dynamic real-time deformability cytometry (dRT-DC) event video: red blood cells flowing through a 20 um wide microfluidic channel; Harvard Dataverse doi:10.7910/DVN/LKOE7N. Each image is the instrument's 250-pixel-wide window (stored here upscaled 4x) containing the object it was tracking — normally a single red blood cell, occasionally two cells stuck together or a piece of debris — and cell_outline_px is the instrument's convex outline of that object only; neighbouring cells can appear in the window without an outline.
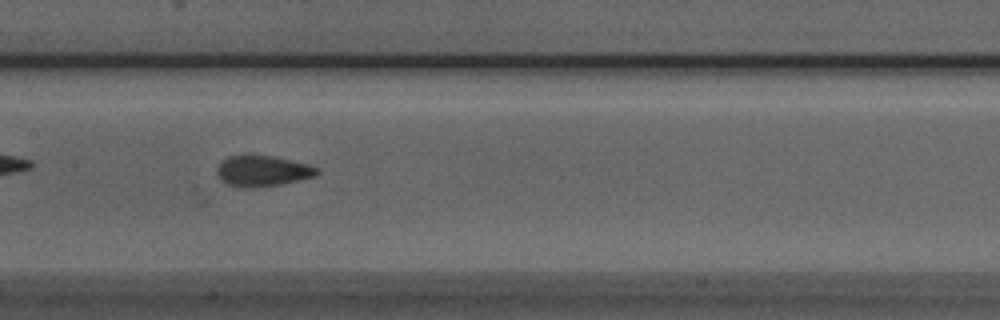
{"species": "Egyptian fruit bat (a non-hibernating species)", "species_latin": "Rousettus aegyptiacus", "temperature_condition": "room temperature", "stored_images_in_passage": 39, "camera_frame_rate_fps": 3000, "um_per_image_px": 0.085, "animal": {"sex": "male"}, "frame": {"image": 1, "passage_image": 12, "time_ms": 3.667, "image_size_px": [1000, 320], "cell_outline_px": [[320, 172], [316, 176], [280, 184], [252, 188], [244, 188], [228, 184], [220, 180], [216, 176], [216, 168], [228, 156], [272, 156], [308, 164], [316, 168]], "centroid_in_image_um": [22.29, 14.55], "position_along_channel_um": 185.1, "area_um2": 17.74}}
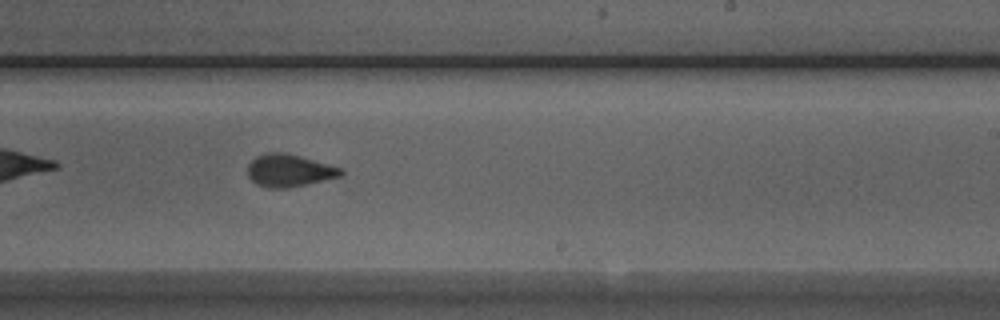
{"frame": {"image": 2, "passage_image": 18, "time_ms": 5.667, "image_size_px": [1000, 320], "cell_outline_px": [[344, 172], [340, 176], [288, 188], [268, 188], [256, 184], [248, 176], [248, 164], [256, 156], [268, 152], [284, 152], [300, 156], [344, 168]], "centroid_in_image_um": [24.58, 14.49], "position_along_channel_um": 264.4, "area_um2": 17.63}}
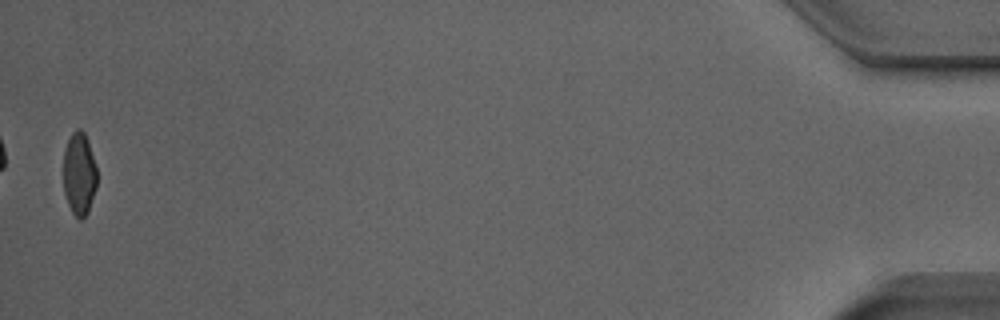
{"frame": {"image": 3, "passage_image": 38, "time_ms": 12.333, "image_size_px": [1000, 320], "cell_outline_px": [[96, 188], [88, 212], [80, 220], [72, 212], [68, 204], [64, 192], [64, 148], [72, 132], [76, 128], [80, 128], [84, 132], [88, 140], [96, 168]], "centroid_in_image_um": [6.73, 14.76], "position_along_channel_um": 428.5, "area_um2": 16.13}, "authors_computed_cell_mechanics": {"area_um2": 17.7446, "velocity_mm_per_s": 3.9796, "shape_relaxation_time_tau1_ms": 4.8991, "shape_relaxation_time_tau2_ms": 1.4364, "deformation_change_tau1": 0.1333, "deformation_change_tau2": 0.0589}}